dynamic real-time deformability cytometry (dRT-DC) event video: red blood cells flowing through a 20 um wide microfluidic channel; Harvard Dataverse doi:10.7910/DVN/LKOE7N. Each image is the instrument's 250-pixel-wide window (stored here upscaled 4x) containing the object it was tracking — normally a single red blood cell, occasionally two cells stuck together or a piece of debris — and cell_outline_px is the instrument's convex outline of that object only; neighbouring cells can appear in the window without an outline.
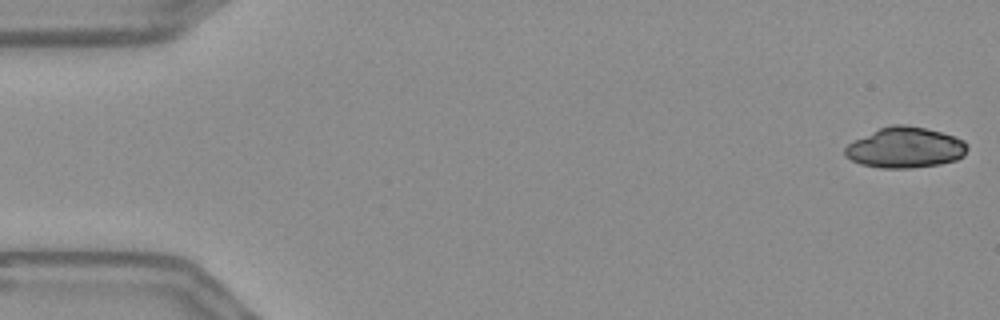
{"species": "Egyptian fruit bat (a non-hibernating species)", "species_latin": "Rousettus aegyptiacus", "temperature_condition": "warm", "stored_images_in_passage": 55, "camera_frame_rate_fps": 3000, "um_per_image_px": 0.085, "frame": {"image": 1, "passage_image": 1, "time_ms": 0.0, "image_size_px": [1000, 320], "cell_outline_px": [[968, 148], [964, 156], [956, 160], [940, 164], [912, 168], [880, 168], [860, 164], [844, 156], [844, 148], [848, 144], [880, 128], [892, 124], [908, 124], [940, 132], [964, 140], [968, 144]], "centroid_in_image_um": [76.95, 12.56], "position_along_channel_um": 8.0, "area_um2": 28.96}}
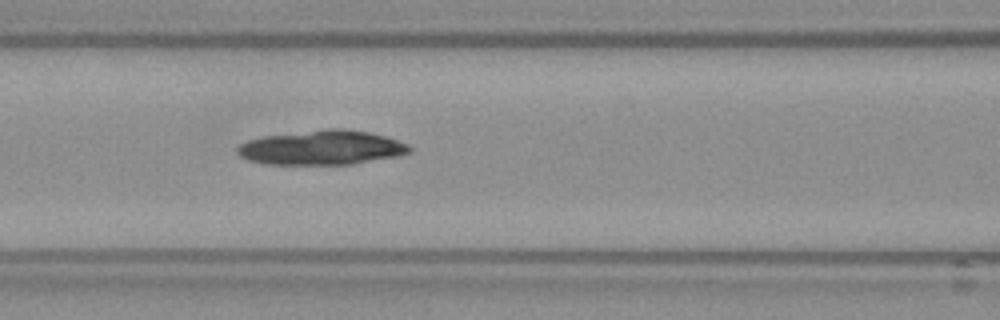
{"frame": {"image": 2, "passage_image": 23, "time_ms": 7.333, "image_size_px": [1000, 320], "cell_outline_px": [[412, 152], [400, 156], [352, 164], [264, 164], [248, 160], [240, 156], [236, 152], [236, 148], [240, 144], [248, 140], [264, 136], [328, 128], [344, 128], [368, 132], [384, 136], [408, 144], [412, 148]], "centroid_in_image_um": [27.36, 12.55], "position_along_channel_um": 139.2, "area_um2": 34.68}}
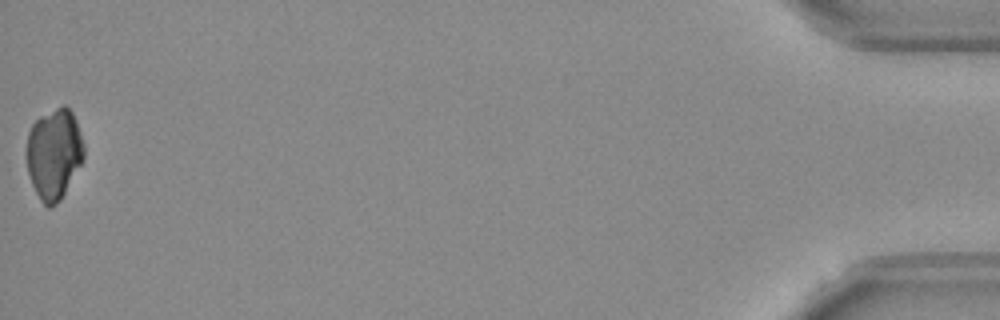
{"frame": {"image": 3, "passage_image": 55, "time_ms": 18.0, "image_size_px": [1000, 320], "cell_outline_px": [[84, 160], [60, 200], [56, 204], [48, 208], [40, 200], [32, 184], [28, 172], [28, 132], [32, 124], [40, 116], [64, 104], [72, 112], [76, 120], [84, 144]], "centroid_in_image_um": [4.62, 13.08], "position_along_channel_um": 430.6, "area_um2": 30.06}}